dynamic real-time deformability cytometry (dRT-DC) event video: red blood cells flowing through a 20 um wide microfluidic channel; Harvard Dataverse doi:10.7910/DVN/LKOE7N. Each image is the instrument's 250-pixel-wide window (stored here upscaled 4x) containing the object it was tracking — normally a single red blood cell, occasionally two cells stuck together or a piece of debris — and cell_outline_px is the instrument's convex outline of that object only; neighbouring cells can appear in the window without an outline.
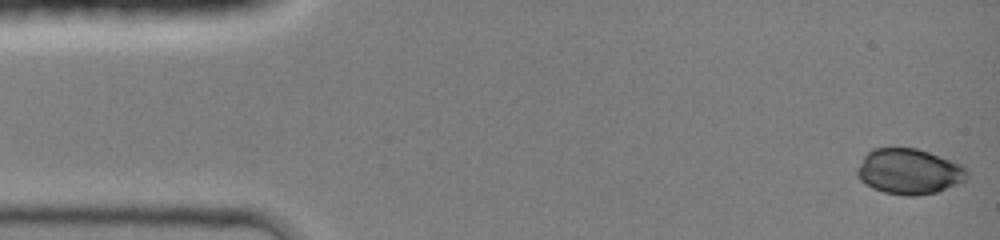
{"species": "common noctule bat (a hibernating species)", "species_latin": "Nyctalus noctula", "temperature_condition": "room temperature", "stored_images_in_passage": 43, "camera_frame_rate_fps": 3000, "um_per_image_px": 0.085, "animal": {"sex": "female", "body_mass_g": 19.0, "forearm_length_mm": 51.5}, "frame": {"image": 1, "passage_image": 1, "time_ms": 0.0, "image_size_px": [1000, 240], "cell_outline_px": [[968, 180], [936, 192], [916, 196], [908, 196], [884, 192], [872, 188], [860, 180], [856, 172], [864, 156], [872, 148], [916, 148], [928, 152], [960, 164], [968, 172]], "centroid_in_image_um": [77.27, 14.58], "position_along_channel_um": 7.7, "area_um2": 28.96}}
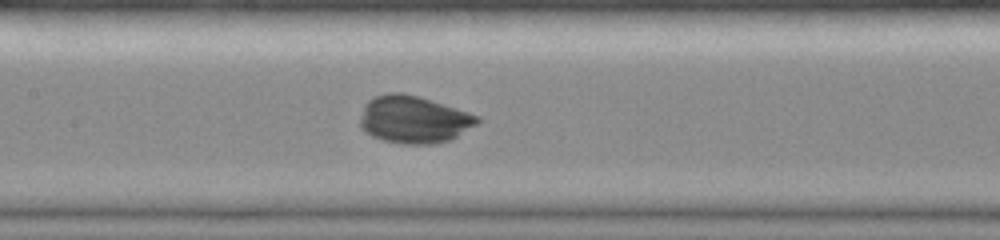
{"frame": {"image": 2, "passage_image": 21, "time_ms": 6.667, "image_size_px": [1000, 240], "cell_outline_px": [[480, 120], [476, 124], [456, 136], [448, 140], [436, 144], [404, 144], [380, 140], [364, 132], [360, 128], [360, 116], [364, 104], [372, 96], [388, 92], [404, 92], [468, 112], [480, 116]], "centroid_in_image_um": [35.1, 10.15], "position_along_channel_um": 172.3, "area_um2": 32.48}}
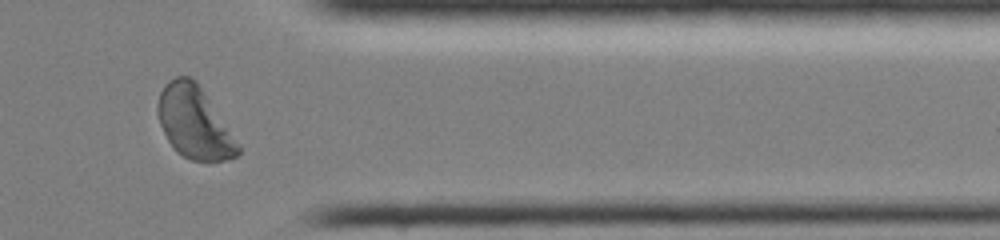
{"frame": {"image": 3, "passage_image": 37, "time_ms": 12.0, "image_size_px": [1000, 240], "cell_outline_px": [[240, 152], [236, 156], [224, 160], [192, 160], [176, 152], [168, 140], [160, 124], [156, 112], [156, 104], [160, 92], [164, 84], [168, 80], [176, 76], [192, 76], [196, 80], [240, 144]], "centroid_in_image_um": [16.49, 10.37], "position_along_channel_um": 394.9, "area_um2": 33.76}}